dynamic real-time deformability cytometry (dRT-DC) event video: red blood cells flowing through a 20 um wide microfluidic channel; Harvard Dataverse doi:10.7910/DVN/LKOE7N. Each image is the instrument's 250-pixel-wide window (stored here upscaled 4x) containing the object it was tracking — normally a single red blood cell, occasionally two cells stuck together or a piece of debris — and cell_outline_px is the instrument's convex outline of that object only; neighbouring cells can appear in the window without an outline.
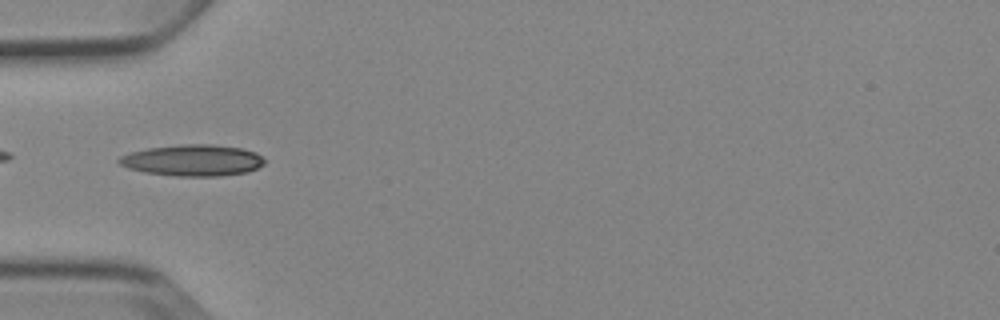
{"species": "Egyptian fruit bat (a non-hibernating species)", "species_latin": "Rousettus aegyptiacus", "temperature_condition": "cold", "stored_images_in_passage": 6, "camera_frame_rate_fps": 3000, "um_per_image_px": 0.085, "animal": {"sex": "female"}, "frame": {"image": 1, "passage_image": 6, "time_ms": 5.667, "image_size_px": [1000, 320], "cell_outline_px": [[264, 164], [248, 172], [220, 176], [176, 176], [144, 172], [128, 168], [120, 164], [116, 160], [120, 156], [128, 152], [148, 148], [180, 144], [212, 144], [240, 148], [256, 152], [264, 160]], "centroid_in_image_um": [16.35, 13.62], "position_along_channel_um": 68.7, "area_um2": 26.65}}